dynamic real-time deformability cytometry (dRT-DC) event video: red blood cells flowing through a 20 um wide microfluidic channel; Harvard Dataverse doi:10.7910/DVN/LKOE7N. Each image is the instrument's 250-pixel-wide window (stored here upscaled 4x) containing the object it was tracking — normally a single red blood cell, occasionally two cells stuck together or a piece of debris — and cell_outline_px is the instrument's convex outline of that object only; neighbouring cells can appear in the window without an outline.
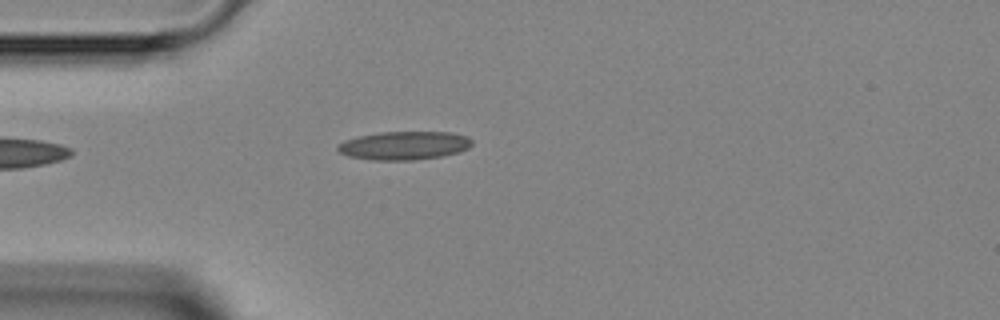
{"species": "Egyptian fruit bat (a non-hibernating species)", "species_latin": "Rousettus aegyptiacus", "temperature_condition": "room temperature", "stored_images_in_passage": 4, "camera_frame_rate_fps": 3000, "um_per_image_px": 0.085, "animal": {"sex": "female"}, "frame": {"image": 1, "passage_image": 4, "time_ms": 3.333, "image_size_px": [1000, 320], "cell_outline_px": [[472, 144], [468, 148], [460, 152], [444, 156], [416, 160], [368, 160], [348, 156], [340, 152], [336, 148], [336, 144], [344, 140], [360, 136], [380, 132], [452, 132], [468, 136], [472, 140]], "centroid_in_image_um": [34.36, 12.37], "position_along_channel_um": 50.6, "area_um2": 22.54}}